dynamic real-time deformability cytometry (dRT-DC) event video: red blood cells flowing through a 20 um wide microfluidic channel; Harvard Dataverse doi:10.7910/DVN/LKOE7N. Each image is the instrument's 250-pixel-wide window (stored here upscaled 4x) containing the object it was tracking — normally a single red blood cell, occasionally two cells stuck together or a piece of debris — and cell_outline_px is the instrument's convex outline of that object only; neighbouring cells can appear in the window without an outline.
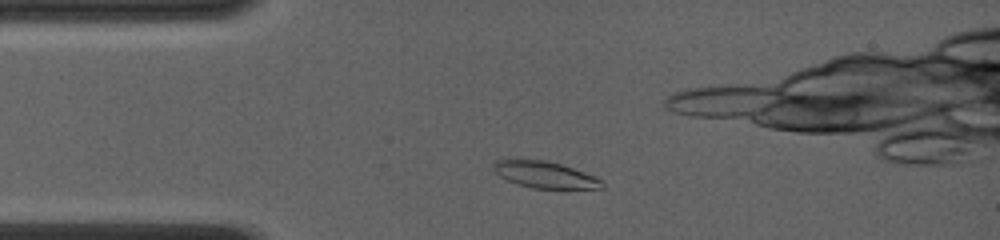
{"species": "common noctule bat (a hibernating species)", "species_latin": "Nyctalus noctula", "temperature_condition": "room temperature", "stored_images_in_passage": 29, "camera_frame_rate_fps": 4000, "um_per_image_px": 0.085, "animal": {"sex": "female", "body_mass_g": 19.0, "forearm_length_mm": 56.7}, "frame": {"image": 1, "passage_image": 3, "time_ms": 1.0, "image_size_px": [1000, 240], "cell_outline_px": [[604, 188], [532, 188], [516, 184], [500, 176], [492, 168], [492, 164], [496, 160], [512, 156], [548, 160], [596, 176], [604, 184]], "centroid_in_image_um": [46.21, 14.79], "position_along_channel_um": 38.8, "area_um2": 17.34}}
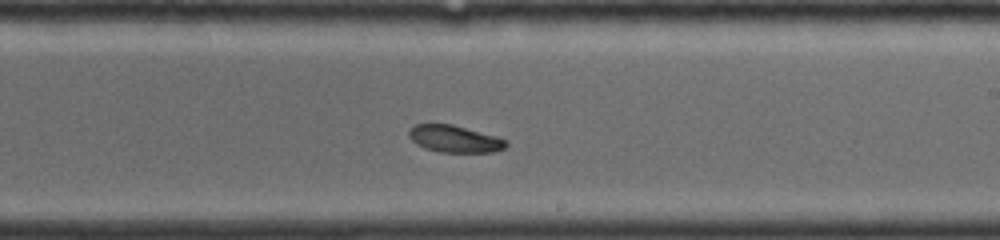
{"frame": {"image": 2, "passage_image": 17, "time_ms": 6.75, "image_size_px": [1000, 240], "cell_outline_px": [[508, 144], [504, 148], [492, 152], [440, 152], [424, 148], [416, 144], [408, 136], [408, 132], [416, 124], [452, 124], [496, 136], [508, 140]], "centroid_in_image_um": [38.65, 11.81], "position_along_channel_um": 250.4, "area_um2": 15.26}}
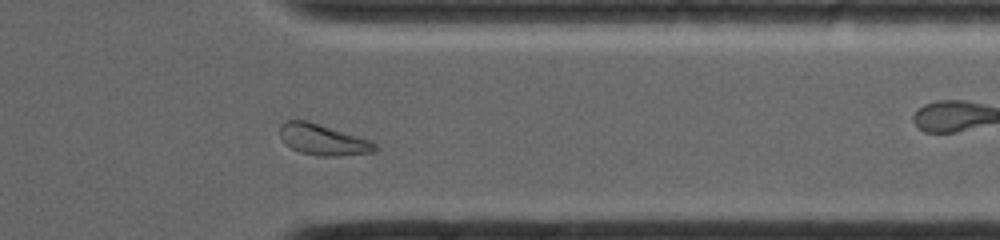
{"frame": {"image": 3, "passage_image": 24, "time_ms": 10.0, "image_size_px": [1000, 240], "cell_outline_px": [[376, 152], [340, 156], [320, 156], [300, 152], [284, 144], [280, 136], [280, 124], [284, 120], [308, 120], [372, 140], [376, 144]], "centroid_in_image_um": [27.45, 11.86], "position_along_channel_um": 383.9, "area_um2": 17.46}, "authors_computed_cell_mechanics": {"area_um2": 16.4152, "velocity_mm_per_s": 4.0738, "shape_relaxation_time_tau1_ms": 2.9527, "shape_relaxation_time_tau2_ms": null, "deformation_change_tau1": 0.0961, "deformation_change_tau2": null}}